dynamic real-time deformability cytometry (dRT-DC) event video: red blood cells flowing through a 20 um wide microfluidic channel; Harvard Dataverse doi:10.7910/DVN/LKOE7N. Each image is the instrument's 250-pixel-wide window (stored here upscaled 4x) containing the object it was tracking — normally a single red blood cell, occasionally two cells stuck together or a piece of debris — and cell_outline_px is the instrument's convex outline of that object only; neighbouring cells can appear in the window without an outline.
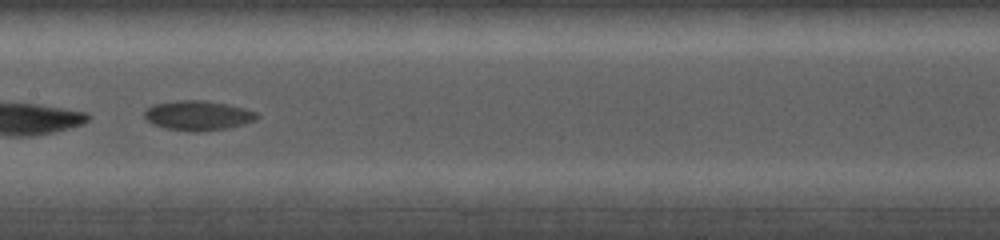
{"species": "common noctule bat (a hibernating species)", "species_latin": "Nyctalus noctula", "temperature_condition": "cold", "stored_images_in_passage": 19, "camera_frame_rate_fps": 5000, "um_per_image_px": 0.085, "animal": {"sex": "female", "body_mass_g": 19.0, "forearm_length_mm": 56.7}, "frame": {"image": 1, "passage_image": 5, "time_ms": 4.0, "image_size_px": [1000, 240], "cell_outline_px": [[260, 116], [256, 120], [244, 124], [228, 128], [164, 128], [152, 124], [144, 116], [144, 112], [152, 104], [176, 100], [204, 100], [228, 104], [244, 108], [256, 112]], "centroid_in_image_um": [16.84, 9.75], "position_along_channel_um": 190.6, "area_um2": 18.67}}
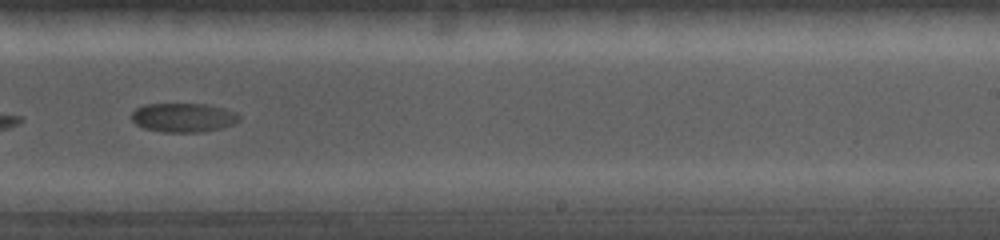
{"frame": {"image": 2, "passage_image": 9, "time_ms": 6.0, "image_size_px": [1000, 240], "cell_outline_px": [[240, 120], [232, 124], [220, 128], [200, 132], [164, 132], [144, 128], [136, 124], [132, 120], [132, 112], [136, 108], [144, 104], [208, 104], [224, 108], [236, 112], [240, 116]], "centroid_in_image_um": [15.59, 9.98], "position_along_channel_um": 273.4, "area_um2": 18.21}}
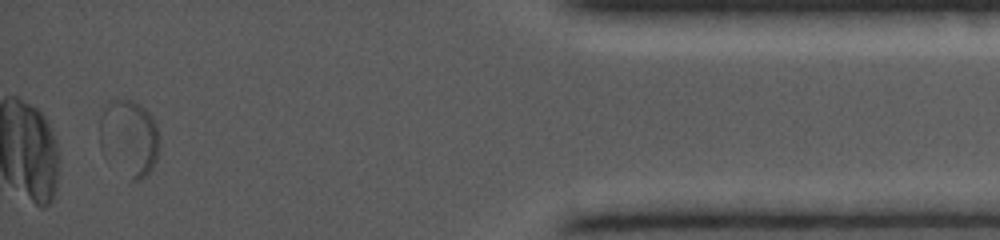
{"frame": {"image": 3, "passage_image": 18, "time_ms": 10.8, "image_size_px": [1000, 240], "cell_outline_px": [[160, 144], [156, 160], [152, 168], [140, 180], [132, 180], [104, 156], [100, 148], [100, 116], [104, 104], [112, 100], [132, 100], [144, 108], [152, 116], [156, 124]], "centroid_in_image_um": [10.96, 11.7], "position_along_channel_um": 424.2, "area_um2": 26.65}}